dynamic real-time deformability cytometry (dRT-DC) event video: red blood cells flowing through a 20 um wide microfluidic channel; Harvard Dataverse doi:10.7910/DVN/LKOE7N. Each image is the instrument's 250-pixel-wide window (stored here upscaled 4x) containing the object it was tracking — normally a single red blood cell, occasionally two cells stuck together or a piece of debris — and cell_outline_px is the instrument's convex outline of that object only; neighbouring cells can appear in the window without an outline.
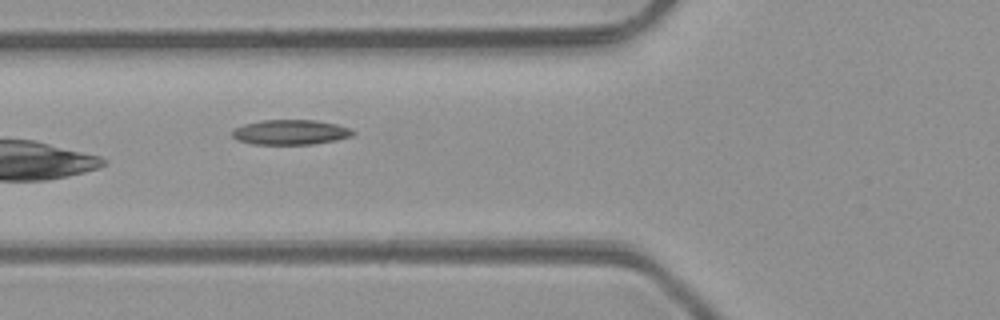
{"species": "common noctule bat (a hibernating species)", "species_latin": "Nyctalus noctula", "temperature_condition": "room temperature", "stored_images_in_passage": 6, "camera_frame_rate_fps": 3000, "um_per_image_px": 0.085, "animal": {"sex": "male", "body_mass_g": 23.1, "forearm_length_mm": 52.7}, "frame": {"image": 1, "passage_image": 4, "time_ms": 4.333, "image_size_px": [1000, 320], "cell_outline_px": [[356, 132], [352, 136], [336, 140], [312, 144], [252, 144], [236, 140], [232, 136], [232, 132], [236, 128], [244, 124], [260, 120], [316, 120], [336, 124], [348, 128]], "centroid_in_image_um": [24.68, 11.24], "position_along_channel_um": 101.1, "area_um2": 17.51}}
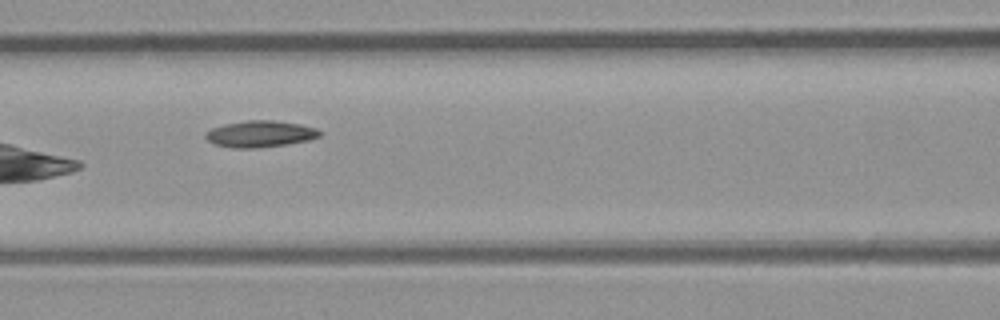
{"frame": {"image": 2, "passage_image": 5, "time_ms": 5.333, "image_size_px": [1000, 320], "cell_outline_px": [[324, 132], [320, 136], [308, 140], [288, 144], [252, 148], [236, 148], [216, 144], [208, 140], [204, 136], [204, 132], [212, 128], [224, 124], [248, 120], [272, 120], [300, 124], [316, 128]], "centroid_in_image_um": [22.13, 11.37], "position_along_channel_um": 144.5, "area_um2": 17.57}}
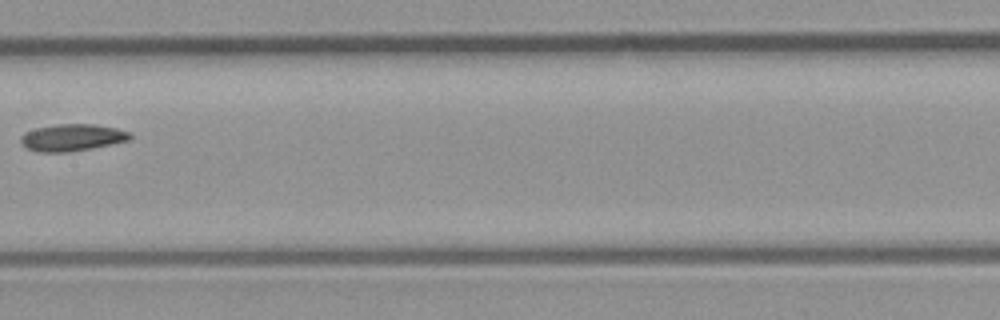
{"frame": {"image": 3, "passage_image": 6, "time_ms": 6.667, "image_size_px": [1000, 320], "cell_outline_px": [[132, 140], [92, 148], [68, 152], [36, 152], [20, 144], [20, 136], [24, 132], [36, 128], [60, 124], [92, 124], [116, 128], [128, 132], [132, 136]], "centroid_in_image_um": [6.11, 11.7], "position_along_channel_um": 201.3, "area_um2": 17.22}}